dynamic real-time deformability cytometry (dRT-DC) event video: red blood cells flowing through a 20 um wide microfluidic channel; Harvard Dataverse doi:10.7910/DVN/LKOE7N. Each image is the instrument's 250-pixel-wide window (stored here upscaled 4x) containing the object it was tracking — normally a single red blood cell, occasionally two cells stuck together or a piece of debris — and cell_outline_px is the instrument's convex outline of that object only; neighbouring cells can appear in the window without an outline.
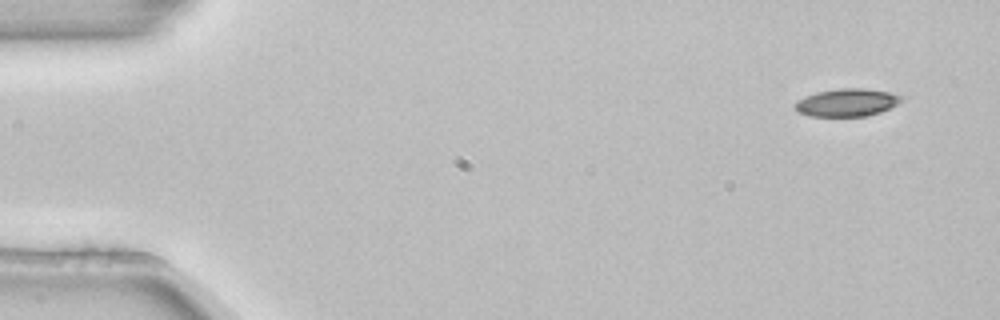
{"species": "common noctule bat (a hibernating species)", "species_latin": "Nyctalus noctula", "temperature_condition": "room temperature", "stored_images_in_passage": 5, "segment_of_instrument_passage": [2, 2], "camera_frame_rate_fps": 3000, "um_per_image_px": 0.085, "animal": {"sex": "female", "body_mass_g": 22.7, "forearm_length_mm": 54.2}, "frame": {"image": 1, "passage_image": 5, "time_ms": 1.333, "image_size_px": [1000, 320], "cell_outline_px": [[908, 96], [904, 100], [880, 112], [864, 116], [808, 116], [796, 112], [792, 104], [796, 100], [804, 96], [816, 92], [840, 88], [864, 88], [888, 92]], "centroid_in_image_um": [71.95, 8.71], "position_along_channel_um": 13.0, "area_um2": 17.51}}